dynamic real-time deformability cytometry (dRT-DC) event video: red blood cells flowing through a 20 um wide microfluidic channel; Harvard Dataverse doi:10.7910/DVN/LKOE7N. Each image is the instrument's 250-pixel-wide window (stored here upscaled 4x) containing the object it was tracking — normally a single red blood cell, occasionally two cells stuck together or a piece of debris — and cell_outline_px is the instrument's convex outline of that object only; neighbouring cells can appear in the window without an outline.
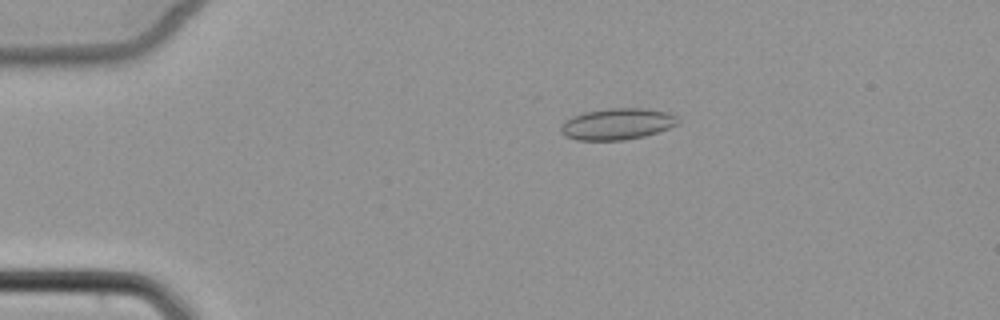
{"species": "common noctule bat (a hibernating species)", "species_latin": "Nyctalus noctula", "temperature_condition": "cold", "stored_images_in_passage": 3, "camera_frame_rate_fps": 3000, "um_per_image_px": 0.085, "animal": {"sex": "female", "body_mass_g": 22.7, "forearm_length_mm": 54.2}, "frame": {"image": 1, "passage_image": 1, "time_ms": 0.0, "image_size_px": [1000, 320], "cell_outline_px": [[680, 124], [644, 136], [624, 140], [576, 140], [564, 136], [560, 132], [560, 128], [564, 120], [572, 116], [584, 112], [608, 108], [644, 108], [668, 112], [676, 116], [680, 120]], "centroid_in_image_um": [52.45, 10.53], "position_along_channel_um": 32.6, "area_um2": 21.62}}
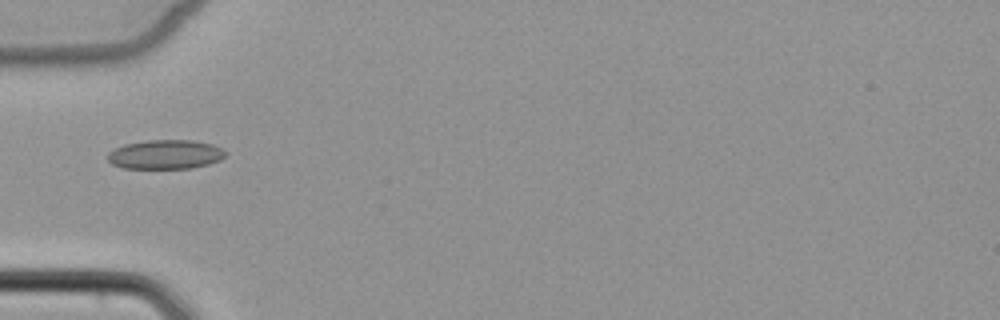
{"frame": {"image": 2, "passage_image": 3, "time_ms": 2.333, "image_size_px": [1000, 320], "cell_outline_px": [[228, 152], [220, 160], [208, 164], [192, 168], [120, 168], [112, 164], [108, 160], [108, 152], [124, 144], [148, 140], [192, 140], [212, 144], [224, 148]], "centroid_in_image_um": [14.08, 13.12], "position_along_channel_um": 70.9, "area_um2": 20.17}}